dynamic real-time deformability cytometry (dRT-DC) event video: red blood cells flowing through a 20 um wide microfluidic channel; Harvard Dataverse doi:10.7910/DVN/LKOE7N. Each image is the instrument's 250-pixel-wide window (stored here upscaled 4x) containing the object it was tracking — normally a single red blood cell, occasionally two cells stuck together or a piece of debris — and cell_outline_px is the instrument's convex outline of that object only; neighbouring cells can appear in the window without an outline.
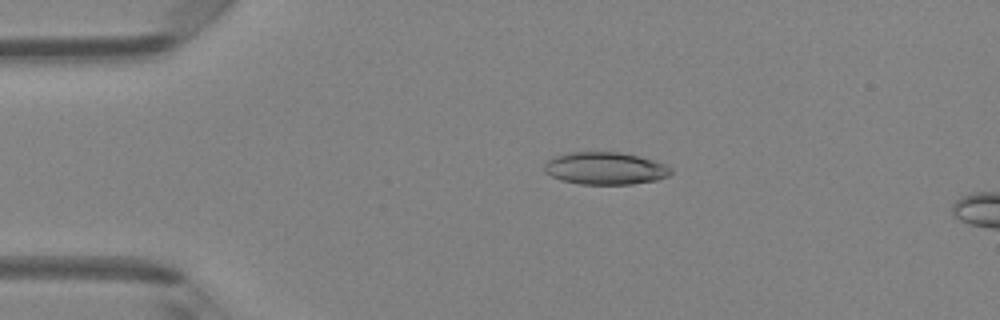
{"species": "Egyptian fruit bat (a non-hibernating species)", "species_latin": "Rousettus aegyptiacus", "temperature_condition": "room temperature", "stored_images_in_passage": 48, "camera_frame_rate_fps": 3000, "um_per_image_px": 0.085, "animal": {"sex": "female"}, "frame": {"image": 1, "passage_image": 10, "time_ms": 3.0, "image_size_px": [1000, 320], "cell_outline_px": [[672, 172], [668, 176], [656, 180], [632, 184], [580, 184], [560, 180], [544, 172], [544, 164], [548, 160], [556, 156], [568, 152], [620, 152], [656, 160], [672, 168]], "centroid_in_image_um": [51.45, 14.31], "position_along_channel_um": 33.6, "area_um2": 23.99}}
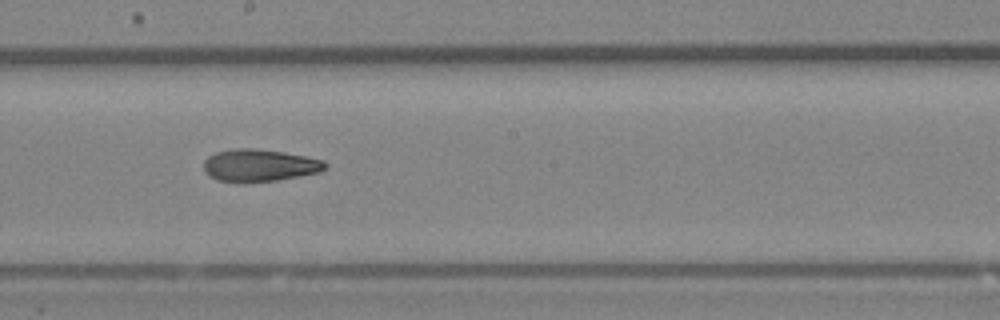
{"frame": {"image": 2, "passage_image": 27, "time_ms": 8.667, "image_size_px": [1000, 320], "cell_outline_px": [[328, 164], [320, 172], [276, 180], [240, 184], [216, 180], [208, 176], [204, 172], [204, 160], [208, 156], [216, 152], [236, 148], [252, 148], [284, 152], [324, 160]], "centroid_in_image_um": [22.0, 14.07], "position_along_channel_um": 226.2, "area_um2": 23.18}}
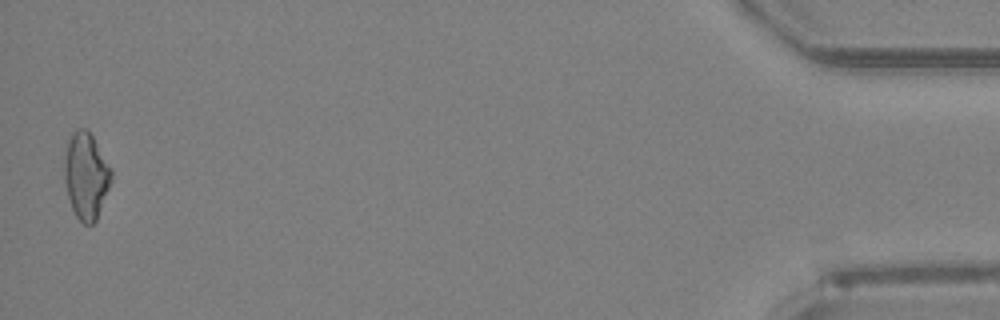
{"frame": {"image": 3, "passage_image": 48, "time_ms": 15.667, "image_size_px": [1000, 320], "cell_outline_px": [[112, 180], [96, 220], [92, 224], [84, 224], [76, 216], [72, 208], [68, 196], [64, 180], [64, 156], [68, 140], [72, 132], [76, 128], [84, 128], [92, 136], [112, 168]], "centroid_in_image_um": [7.31, 14.92], "position_along_channel_um": 427.9, "area_um2": 23.64}, "authors_computed_cell_mechanics": {"area_um2": 23.2067, "velocity_mm_per_s": 4.1694, "shape_relaxation_time_tau1_ms": null, "shape_relaxation_time_tau2_ms": 5.5168, "deformation_change_tau1": null, "deformation_change_tau2": 0.1546}}